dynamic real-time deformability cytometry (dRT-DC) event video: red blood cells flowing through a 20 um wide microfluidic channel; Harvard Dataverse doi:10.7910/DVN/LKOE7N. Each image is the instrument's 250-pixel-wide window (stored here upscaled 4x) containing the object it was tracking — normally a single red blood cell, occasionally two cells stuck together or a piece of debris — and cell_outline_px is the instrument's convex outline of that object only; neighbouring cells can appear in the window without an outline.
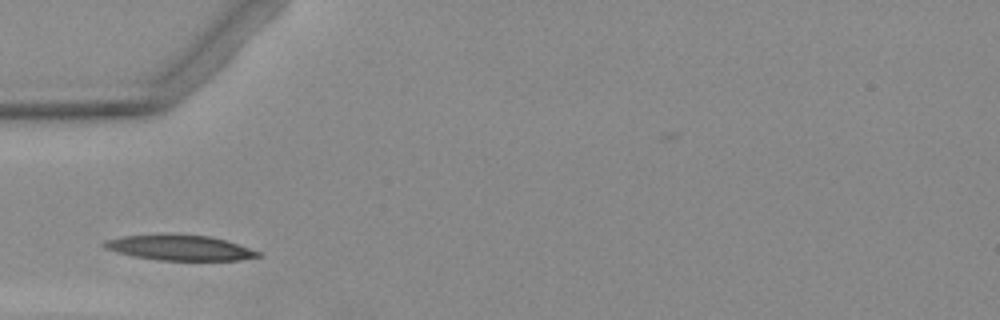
{"species": "Egyptian fruit bat (a non-hibernating species)", "species_latin": "Rousettus aegyptiacus", "temperature_condition": "warm", "stored_images_in_passage": 3, "camera_frame_rate_fps": 3000, "um_per_image_px": 0.085, "animal": {"sex": "female"}, "frame": {"image": 1, "passage_image": 1, "time_ms": 0.0, "image_size_px": [1000, 320], "cell_outline_px": [[264, 256], [240, 260], [156, 260], [116, 252], [104, 248], [100, 244], [104, 240], [124, 236], [208, 236], [224, 240], [260, 252]], "centroid_in_image_um": [15.27, 21.09], "position_along_channel_um": 69.7, "area_um2": 21.85}}
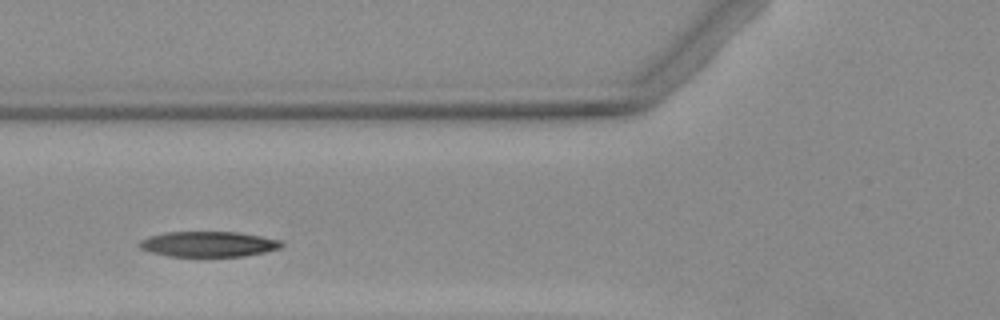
{"frame": {"image": 2, "passage_image": 2, "time_ms": 1.0, "image_size_px": [1000, 320], "cell_outline_px": [[284, 244], [280, 248], [264, 252], [244, 256], [168, 256], [152, 252], [140, 248], [136, 244], [140, 240], [148, 236], [164, 232], [236, 232], [260, 236], [280, 240]], "centroid_in_image_um": [17.68, 20.74], "position_along_channel_um": 108.1, "area_um2": 20.98}}
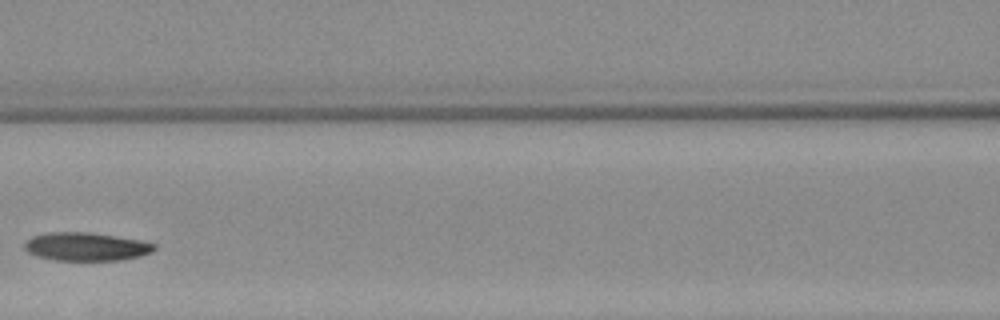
{"frame": {"image": 3, "passage_image": 3, "time_ms": 2.333, "image_size_px": [1000, 320], "cell_outline_px": [[156, 248], [152, 252], [140, 256], [120, 260], [52, 260], [36, 256], [28, 252], [24, 248], [24, 244], [32, 236], [52, 232], [88, 232], [140, 240], [156, 244]], "centroid_in_image_um": [7.32, 20.97], "position_along_channel_um": 159.3, "area_um2": 21.33}}